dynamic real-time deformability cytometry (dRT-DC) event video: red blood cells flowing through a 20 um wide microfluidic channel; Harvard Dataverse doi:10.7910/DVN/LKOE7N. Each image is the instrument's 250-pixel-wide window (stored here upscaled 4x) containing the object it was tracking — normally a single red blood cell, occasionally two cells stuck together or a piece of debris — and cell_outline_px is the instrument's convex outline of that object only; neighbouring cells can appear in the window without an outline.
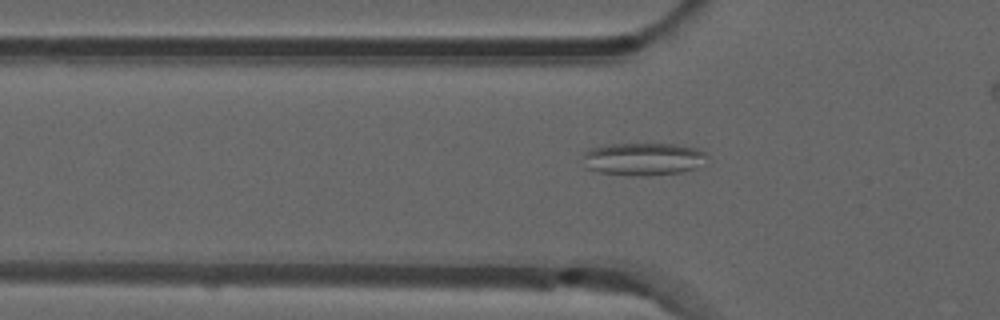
{"species": "common noctule bat (a hibernating species)", "species_latin": "Nyctalus noctula", "temperature_condition": "room temperature", "stored_images_in_passage": 45, "camera_frame_rate_fps": 3000, "um_per_image_px": 0.085, "animal": {"sex": "male", "forearm_length_mm": 52.5}, "frame": {"image": 1, "passage_image": 16, "time_ms": 5.0, "image_size_px": [1000, 320], "cell_outline_px": [[708, 156], [692, 168], [680, 172], [652, 176], [624, 176], [600, 172], [584, 168], [584, 152], [592, 148], [608, 144], [676, 144], [696, 148], [704, 152]], "centroid_in_image_um": [54.6, 13.53], "position_along_channel_um": 71.2, "area_um2": 23.58}}
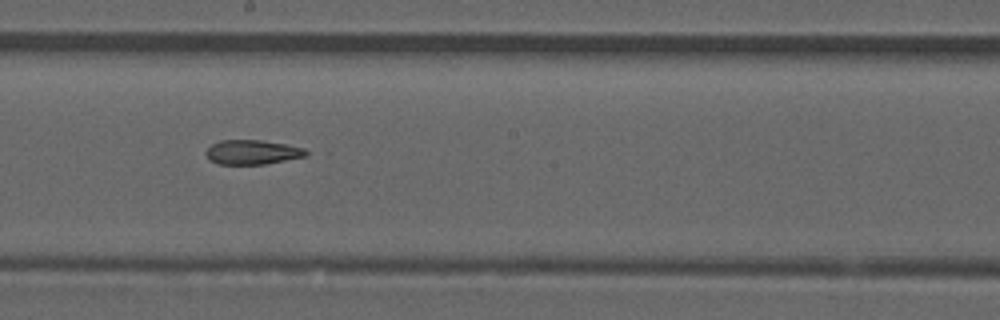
{"frame": {"image": 2, "passage_image": 28, "time_ms": 9.0, "image_size_px": [1000, 320], "cell_outline_px": [[312, 152], [308, 156], [264, 164], [216, 164], [208, 160], [204, 152], [212, 144], [220, 140], [260, 140], [284, 144], [304, 148]], "centroid_in_image_um": [21.45, 12.94], "position_along_channel_um": 226.7, "area_um2": 14.45}}
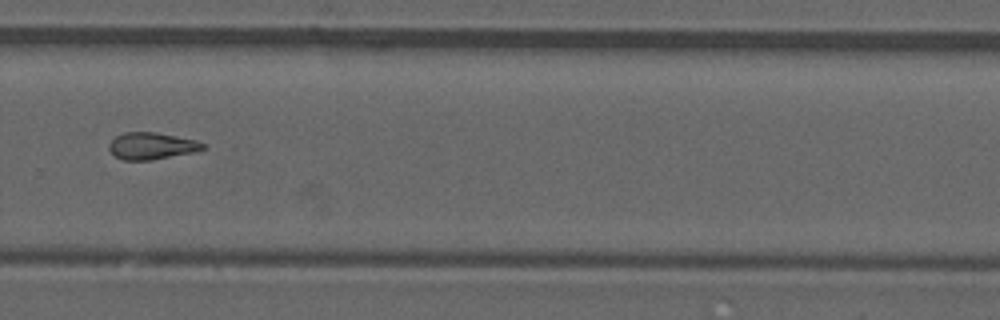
{"frame": {"image": 3, "passage_image": 35, "time_ms": 11.333, "image_size_px": [1000, 320], "cell_outline_px": [[208, 148], [192, 152], [152, 160], [124, 160], [116, 156], [108, 148], [108, 144], [116, 136], [124, 132], [156, 132], [196, 140], [208, 144]], "centroid_in_image_um": [12.92, 12.4], "position_along_channel_um": 316.9, "area_um2": 14.74}, "authors_computed_cell_mechanics": {"area_um2": 15.317, "velocity_mm_per_s": 3.8764, "shape_relaxation_time_tau1_ms": null, "shape_relaxation_time_tau2_ms": 4.7481, "deformation_change_tau1": null, "deformation_change_tau2": 0.133}}